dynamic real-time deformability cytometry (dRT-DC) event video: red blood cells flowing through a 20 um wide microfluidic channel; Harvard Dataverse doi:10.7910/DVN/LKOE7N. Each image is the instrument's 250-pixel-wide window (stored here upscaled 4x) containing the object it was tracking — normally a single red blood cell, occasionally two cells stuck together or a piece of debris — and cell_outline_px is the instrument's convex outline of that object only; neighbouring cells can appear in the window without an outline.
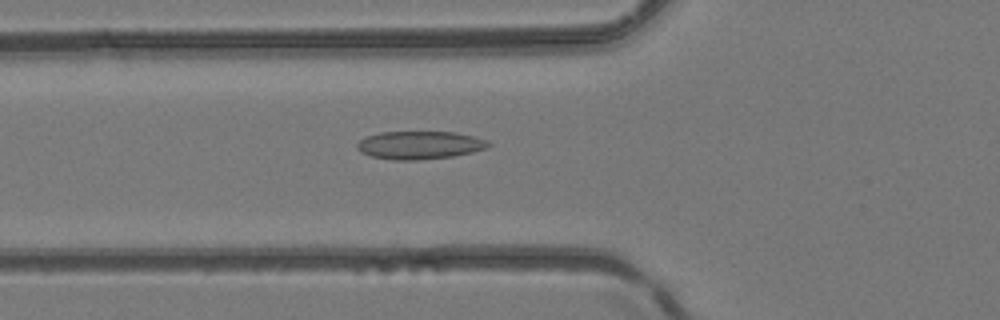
{"species": "common noctule bat (a hibernating species)", "species_latin": "Nyctalus noctula", "temperature_condition": "room temperature", "stored_images_in_passage": 47, "camera_frame_rate_fps": 3000, "um_per_image_px": 0.085, "animal": {"sex": "female", "body_mass_g": 24.6, "forearm_length_mm": 56.2}, "frame": {"image": 1, "passage_image": 17, "time_ms": 5.333, "image_size_px": [1000, 320], "cell_outline_px": [[492, 144], [484, 148], [472, 152], [452, 156], [416, 160], [396, 160], [372, 156], [360, 152], [356, 148], [356, 144], [364, 136], [380, 132], [456, 132], [488, 140]], "centroid_in_image_um": [35.63, 12.32], "position_along_channel_um": 90.2, "area_um2": 21.39}}
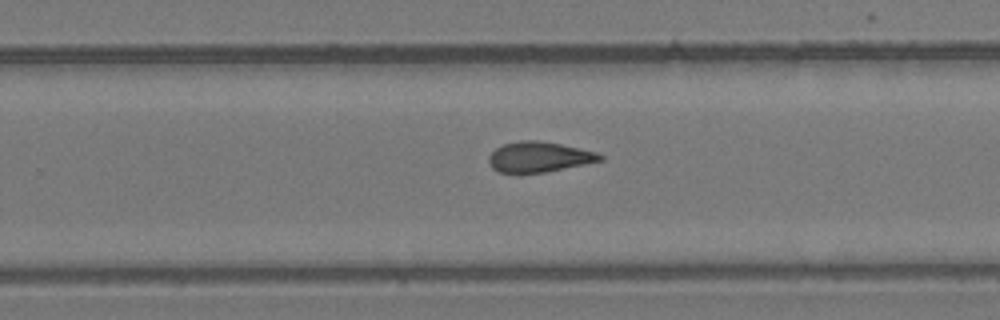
{"frame": {"image": 2, "passage_image": 30, "time_ms": 9.667, "image_size_px": [1000, 320], "cell_outline_px": [[604, 160], [544, 172], [520, 176], [500, 172], [492, 168], [488, 160], [488, 156], [496, 148], [504, 144], [520, 140], [536, 140], [560, 144], [580, 148], [596, 152], [604, 156]], "centroid_in_image_um": [45.77, 13.37], "position_along_channel_um": 284.0, "area_um2": 20.06}}
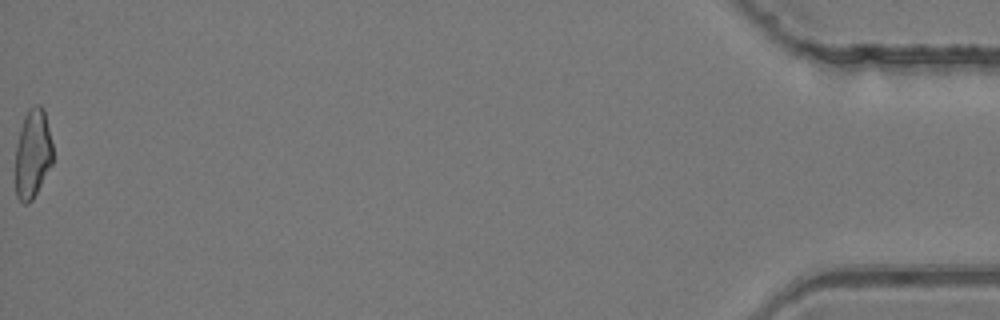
{"frame": {"image": 3, "passage_image": 47, "time_ms": 15.333, "image_size_px": [1000, 320], "cell_outline_px": [[52, 164], [32, 200], [28, 204], [24, 204], [16, 196], [16, 144], [20, 128], [24, 116], [28, 108], [36, 104], [40, 104], [44, 108], [52, 144]], "centroid_in_image_um": [2.77, 13.04], "position_along_channel_um": 432.4, "area_um2": 19.42}}